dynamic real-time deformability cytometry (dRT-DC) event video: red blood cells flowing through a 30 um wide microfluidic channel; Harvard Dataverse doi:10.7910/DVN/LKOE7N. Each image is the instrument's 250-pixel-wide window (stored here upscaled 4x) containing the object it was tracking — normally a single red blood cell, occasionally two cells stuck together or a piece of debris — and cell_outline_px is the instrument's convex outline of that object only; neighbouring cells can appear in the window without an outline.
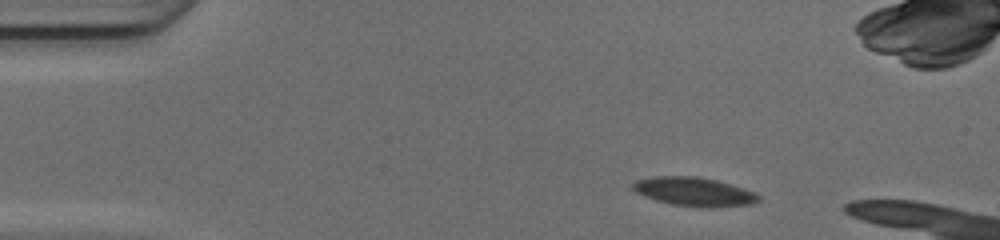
{"species": "common noctule bat (a hibernating species)", "species_latin": "Nyctalus noctula", "temperature_condition": "cold", "stored_images_in_passage": 13, "camera_frame_rate_fps": 3000, "um_per_image_px": 0.085, "animal": {"sex": "female", "body_mass_g": 17.0, "forearm_length_mm": 48.0}, "frame": {"image": 1, "passage_image": 6, "time_ms": 1.667, "image_size_px": [1000, 240], "cell_outline_px": [[760, 200], [748, 204], [672, 204], [656, 200], [636, 192], [632, 188], [632, 184], [636, 180], [656, 176], [696, 176], [716, 180], [752, 192], [760, 196]], "centroid_in_image_um": [58.87, 16.22], "position_along_channel_um": 26.1, "area_um2": 19.54}}